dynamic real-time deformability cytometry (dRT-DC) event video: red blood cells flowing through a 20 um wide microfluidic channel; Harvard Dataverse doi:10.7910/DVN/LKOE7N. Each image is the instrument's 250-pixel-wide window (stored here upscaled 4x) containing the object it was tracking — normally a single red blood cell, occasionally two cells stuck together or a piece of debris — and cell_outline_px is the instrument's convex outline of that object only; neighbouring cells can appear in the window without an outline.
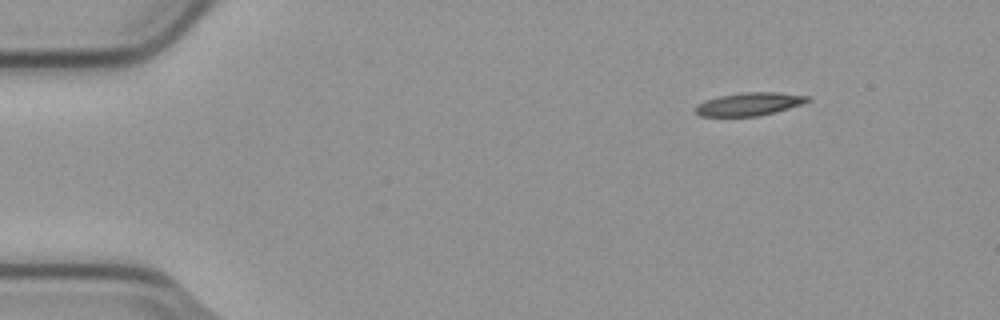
{"species": "common noctule bat (a hibernating species)", "species_latin": "Nyctalus noctula", "temperature_condition": "cold", "stored_images_in_passage": 4, "camera_frame_rate_fps": 3000, "um_per_image_px": 0.085, "animal": {"sex": "male", "body_mass_g": 23.1, "forearm_length_mm": 52.7}, "frame": {"image": 1, "passage_image": 1, "time_ms": 0.0, "image_size_px": [1000, 320], "cell_outline_px": [[812, 100], [804, 104], [776, 112], [760, 116], [700, 116], [696, 112], [696, 108], [700, 104], [708, 100], [720, 96], [744, 92], [776, 92], [808, 96]], "centroid_in_image_um": [63.78, 8.85], "position_along_channel_um": 21.2, "area_um2": 14.91}}
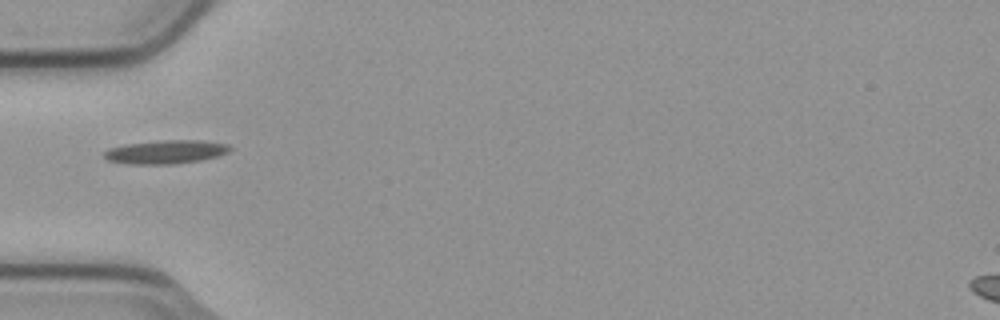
{"frame": {"image": 2, "passage_image": 4, "time_ms": 1.0, "image_size_px": [1000, 320], "cell_outline_px": [[232, 148], [228, 152], [220, 156], [200, 160], [176, 164], [128, 164], [108, 160], [104, 156], [104, 152], [108, 148], [124, 144], [160, 140], [200, 140], [228, 144]], "centroid_in_image_um": [14.1, 12.91], "position_along_channel_um": 70.9, "area_um2": 17.46}}